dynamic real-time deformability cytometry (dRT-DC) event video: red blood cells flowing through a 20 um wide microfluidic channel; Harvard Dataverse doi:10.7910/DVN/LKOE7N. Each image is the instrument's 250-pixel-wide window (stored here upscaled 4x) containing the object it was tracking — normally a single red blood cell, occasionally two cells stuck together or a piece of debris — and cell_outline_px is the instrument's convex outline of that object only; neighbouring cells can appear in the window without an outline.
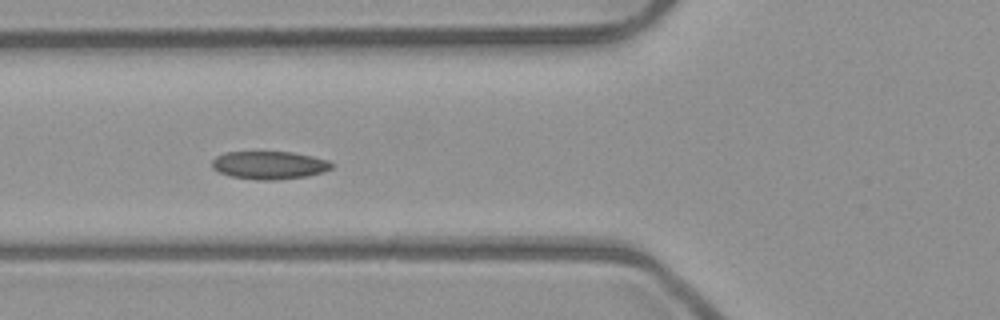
{"species": "common noctule bat (a hibernating species)", "species_latin": "Nyctalus noctula", "temperature_condition": "room temperature", "stored_images_in_passage": 7, "camera_frame_rate_fps": 3000, "um_per_image_px": 0.085, "animal": {"sex": "male", "body_mass_g": 23.1, "forearm_length_mm": 52.7}, "frame": {"image": 1, "passage_image": 4, "time_ms": 1.0, "image_size_px": [1000, 320], "cell_outline_px": [[332, 168], [324, 172], [308, 176], [276, 180], [256, 180], [232, 176], [220, 172], [212, 168], [212, 160], [216, 156], [224, 152], [292, 152], [312, 156], [328, 160], [332, 164]], "centroid_in_image_um": [22.9, 14.04], "position_along_channel_um": 102.9, "area_um2": 19.54}}
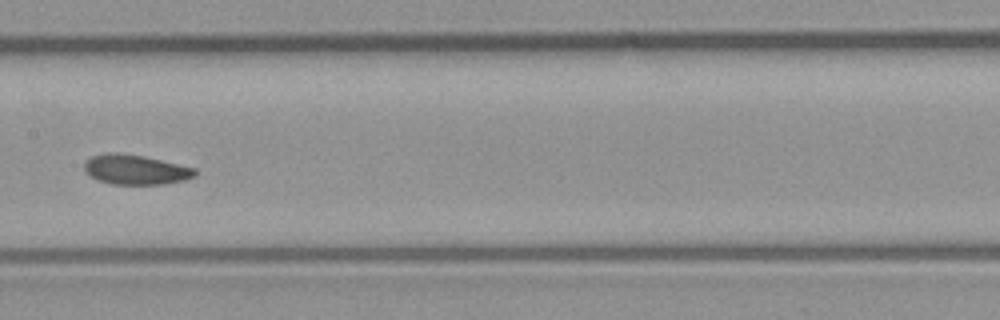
{"frame": {"image": 2, "passage_image": 6, "time_ms": 1.667, "image_size_px": [1000, 320], "cell_outline_px": [[196, 176], [184, 180], [164, 184], [112, 184], [100, 180], [84, 172], [84, 164], [92, 156], [104, 152], [116, 152], [144, 156], [196, 168]], "centroid_in_image_um": [11.53, 14.41], "position_along_channel_um": 195.9, "area_um2": 19.19}}
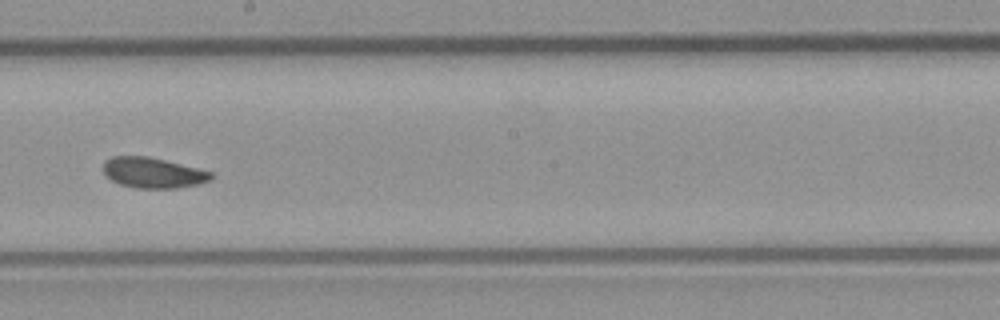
{"frame": {"image": 3, "passage_image": 7, "time_ms": 2.0, "image_size_px": [1000, 320], "cell_outline_px": [[212, 180], [200, 184], [176, 188], [136, 188], [120, 184], [112, 180], [104, 172], [104, 160], [112, 156], [148, 156], [212, 172]], "centroid_in_image_um": [13.01, 14.69], "position_along_channel_um": 235.2, "area_um2": 19.02}}